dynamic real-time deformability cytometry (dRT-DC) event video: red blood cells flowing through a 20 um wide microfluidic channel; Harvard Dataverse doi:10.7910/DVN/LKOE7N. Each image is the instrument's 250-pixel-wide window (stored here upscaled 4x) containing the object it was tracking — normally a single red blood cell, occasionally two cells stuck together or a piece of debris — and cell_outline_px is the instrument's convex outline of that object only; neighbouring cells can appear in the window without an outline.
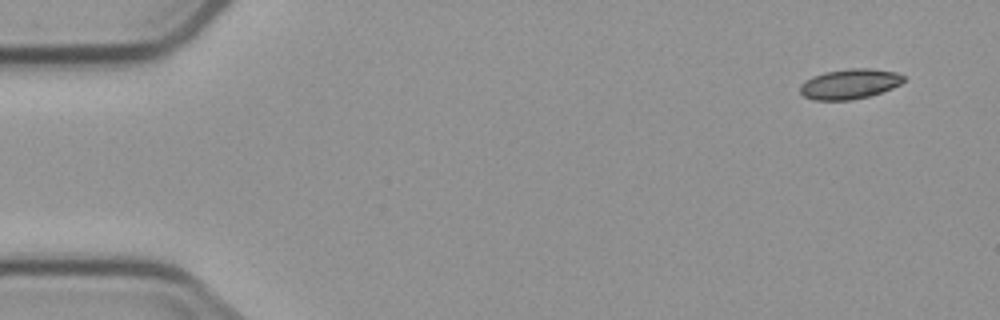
{"species": "common noctule bat (a hibernating species)", "species_latin": "Nyctalus noctula", "temperature_condition": "cold", "stored_images_in_passage": 6, "camera_frame_rate_fps": 3000, "um_per_image_px": 0.085, "animal": {"sex": "male", "body_mass_g": 23.1, "forearm_length_mm": 52.7}, "frame": {"image": 1, "passage_image": 1, "time_ms": 0.0, "image_size_px": [1000, 320], "cell_outline_px": [[904, 80], [900, 84], [892, 88], [868, 96], [852, 100], [812, 100], [804, 96], [800, 92], [800, 84], [812, 76], [824, 72], [848, 68], [868, 68], [896, 72], [904, 76]], "centroid_in_image_um": [72.19, 7.13], "position_along_channel_um": 12.8, "area_um2": 18.15}}
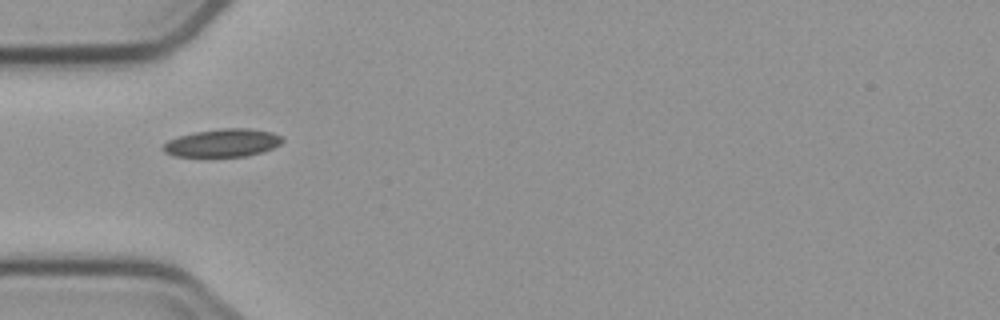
{"frame": {"image": 2, "passage_image": 5, "time_ms": 4.667, "image_size_px": [1000, 320], "cell_outline_px": [[284, 140], [280, 144], [264, 152], [248, 156], [172, 156], [164, 152], [160, 148], [168, 140], [180, 136], [196, 132], [220, 128], [248, 128], [272, 132], [280, 136]], "centroid_in_image_um": [18.92, 12.15], "position_along_channel_um": 66.1, "area_um2": 19.42}}
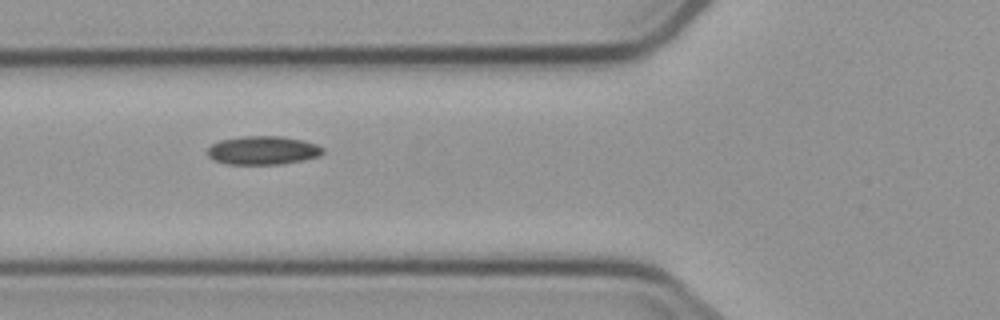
{"frame": {"image": 3, "passage_image": 6, "time_ms": 5.667, "image_size_px": [1000, 320], "cell_outline_px": [[324, 152], [320, 156], [304, 160], [280, 164], [228, 164], [212, 160], [208, 156], [208, 148], [212, 144], [220, 140], [244, 136], [280, 136], [304, 140], [316, 144], [324, 148]], "centroid_in_image_um": [22.36, 12.78], "position_along_channel_um": 103.4, "area_um2": 19.31}}